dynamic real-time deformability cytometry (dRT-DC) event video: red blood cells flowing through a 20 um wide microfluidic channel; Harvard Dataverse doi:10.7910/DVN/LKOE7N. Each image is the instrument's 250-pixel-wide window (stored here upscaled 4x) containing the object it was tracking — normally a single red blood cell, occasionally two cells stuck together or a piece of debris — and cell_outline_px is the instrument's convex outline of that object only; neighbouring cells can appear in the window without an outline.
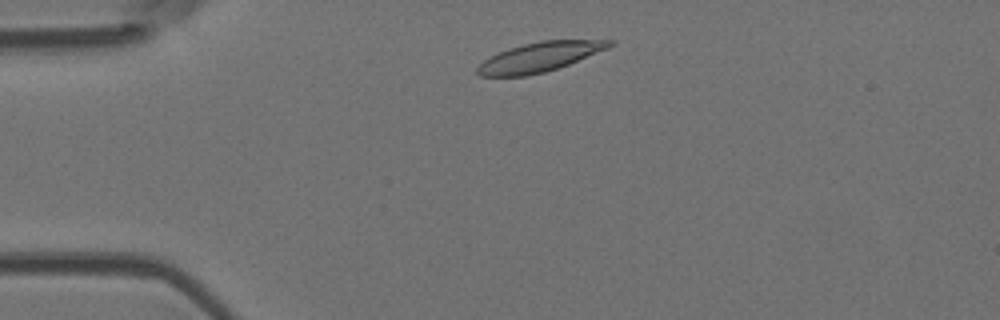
{"species": "Egyptian fruit bat (a non-hibernating species)", "species_latin": "Rousettus aegyptiacus", "temperature_condition": "room temperature", "stored_images_in_passage": 4, "camera_frame_rate_fps": 3000, "um_per_image_px": 0.085, "animal": {"sex": "female"}, "frame": {"image": 1, "passage_image": 2, "time_ms": 1.0, "image_size_px": [1000, 320], "cell_outline_px": [[616, 44], [608, 48], [568, 64], [544, 72], [524, 76], [480, 76], [476, 72], [476, 68], [484, 60], [508, 48], [540, 40], [616, 40]], "centroid_in_image_um": [45.88, 4.84], "position_along_channel_um": 39.1, "area_um2": 22.43}}
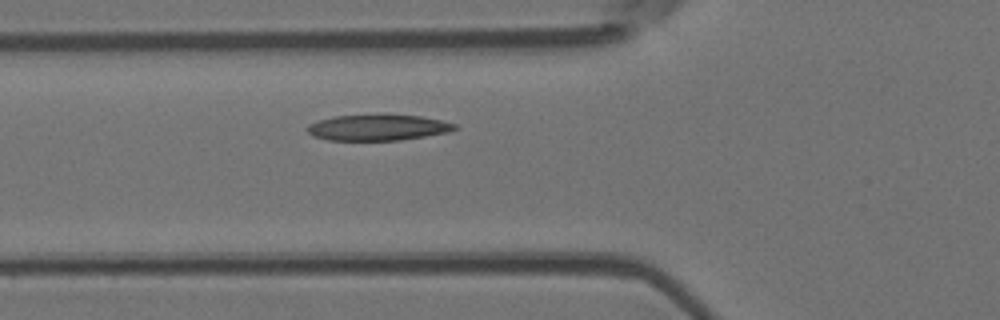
{"frame": {"image": 2, "passage_image": 4, "time_ms": 3.333, "image_size_px": [1000, 320], "cell_outline_px": [[456, 128], [448, 132], [400, 140], [328, 140], [312, 136], [308, 132], [308, 124], [332, 116], [380, 112], [384, 112], [420, 116], [440, 120], [456, 124]], "centroid_in_image_um": [32.09, 10.79], "position_along_channel_um": 93.7, "area_um2": 22.95}}